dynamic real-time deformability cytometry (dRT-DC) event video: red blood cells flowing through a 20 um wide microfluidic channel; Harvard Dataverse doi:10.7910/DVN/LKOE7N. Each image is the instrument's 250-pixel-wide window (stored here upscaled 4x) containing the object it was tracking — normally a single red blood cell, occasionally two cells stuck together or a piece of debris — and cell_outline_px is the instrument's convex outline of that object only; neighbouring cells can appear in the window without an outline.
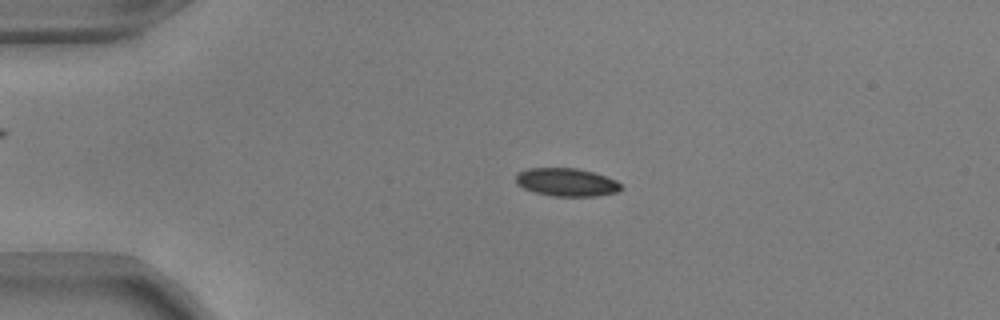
{"species": "common noctule bat (a hibernating species)", "species_latin": "Nyctalus noctula", "temperature_condition": "warm", "stored_images_in_passage": 53, "camera_frame_rate_fps": 3000, "um_per_image_px": 0.085, "animal": {"sex": "male", "body_mass_g": 17.9, "forearm_length_mm": 54.2}, "frame": {"image": 1, "passage_image": 12, "time_ms": 3.667, "image_size_px": [1000, 320], "cell_outline_px": [[624, 188], [620, 192], [596, 196], [552, 196], [536, 192], [524, 188], [516, 184], [516, 172], [528, 168], [576, 168], [592, 172], [616, 180]], "centroid_in_image_um": [48.16, 15.49], "position_along_channel_um": 36.8, "area_um2": 17.28}}
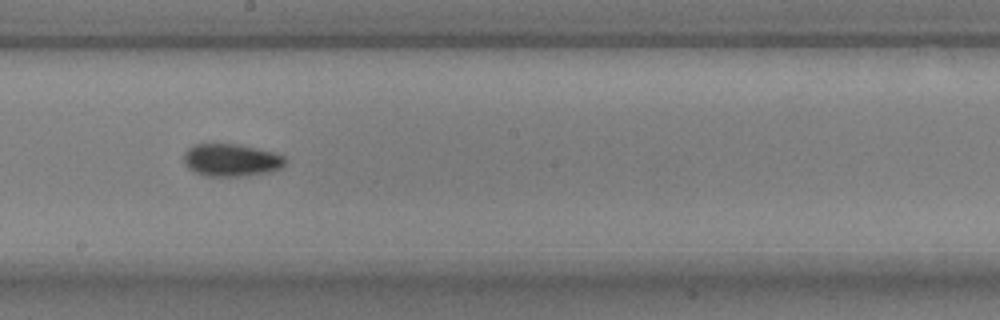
{"frame": {"image": 2, "passage_image": 30, "time_ms": 9.667, "image_size_px": [1000, 320], "cell_outline_px": [[288, 160], [280, 168], [272, 172], [244, 176], [204, 176], [188, 168], [184, 164], [184, 152], [192, 144], [240, 144], [272, 152], [284, 156]], "centroid_in_image_um": [19.65, 13.61], "position_along_channel_um": 228.5, "area_um2": 19.42}}
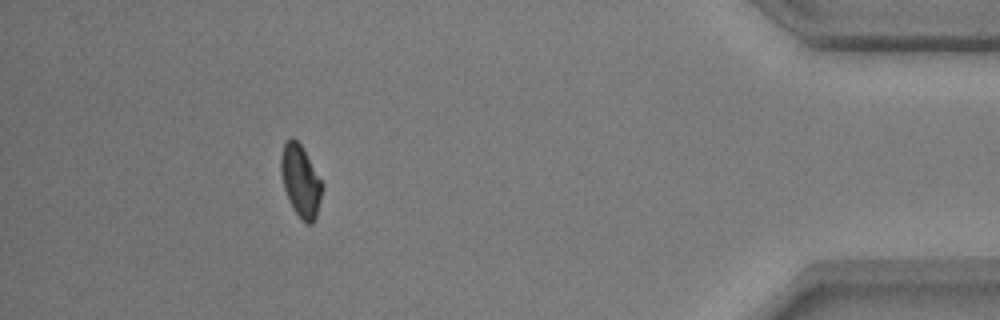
{"frame": {"image": 3, "passage_image": 48, "time_ms": 15.667, "image_size_px": [1000, 320], "cell_outline_px": [[324, 184], [316, 216], [312, 224], [308, 224], [300, 220], [292, 208], [288, 200], [284, 188], [280, 172], [280, 156], [284, 144], [292, 136], [300, 144]], "centroid_in_image_um": [25.54, 15.41], "position_along_channel_um": 409.7, "area_um2": 17.34}, "authors_computed_cell_mechanics": {"area_um2": 17.8602, "velocity_mm_per_s": 3.8537, "shape_relaxation_time_tau1_ms": null, "shape_relaxation_time_tau2_ms": 4.8733, "deformation_change_tau1": null, "deformation_change_tau2": 0.0558}}